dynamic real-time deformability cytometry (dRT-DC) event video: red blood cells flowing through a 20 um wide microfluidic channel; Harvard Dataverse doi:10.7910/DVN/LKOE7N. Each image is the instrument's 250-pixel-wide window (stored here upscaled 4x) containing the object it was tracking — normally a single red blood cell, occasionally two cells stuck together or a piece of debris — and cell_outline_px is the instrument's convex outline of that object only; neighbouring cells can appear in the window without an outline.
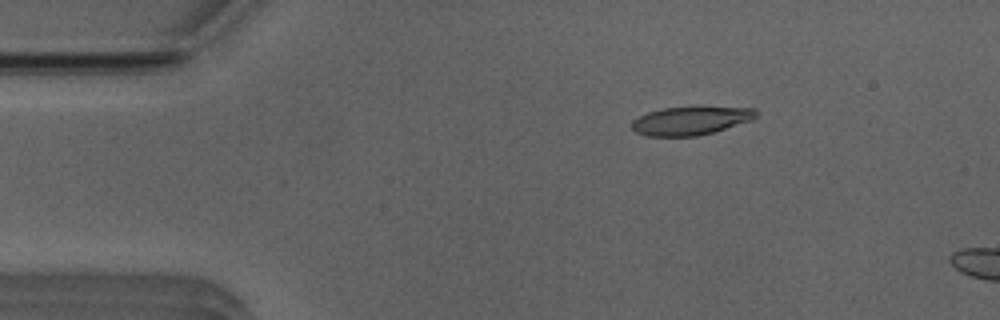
{"species": "Egyptian fruit bat (a non-hibernating species)", "species_latin": "Rousettus aegyptiacus", "temperature_condition": "room temperature", "stored_images_in_passage": 11, "camera_frame_rate_fps": 3000, "um_per_image_px": 0.085, "animal": {"sex": "male"}, "frame": {"image": 1, "passage_image": 8, "time_ms": 2.333, "image_size_px": [1000, 320], "cell_outline_px": [[756, 116], [752, 120], [712, 132], [696, 136], [644, 136], [636, 132], [632, 128], [632, 120], [648, 112], [664, 108], [752, 108], [756, 112]], "centroid_in_image_um": [58.64, 10.28], "position_along_channel_um": 26.4, "area_um2": 19.94}}